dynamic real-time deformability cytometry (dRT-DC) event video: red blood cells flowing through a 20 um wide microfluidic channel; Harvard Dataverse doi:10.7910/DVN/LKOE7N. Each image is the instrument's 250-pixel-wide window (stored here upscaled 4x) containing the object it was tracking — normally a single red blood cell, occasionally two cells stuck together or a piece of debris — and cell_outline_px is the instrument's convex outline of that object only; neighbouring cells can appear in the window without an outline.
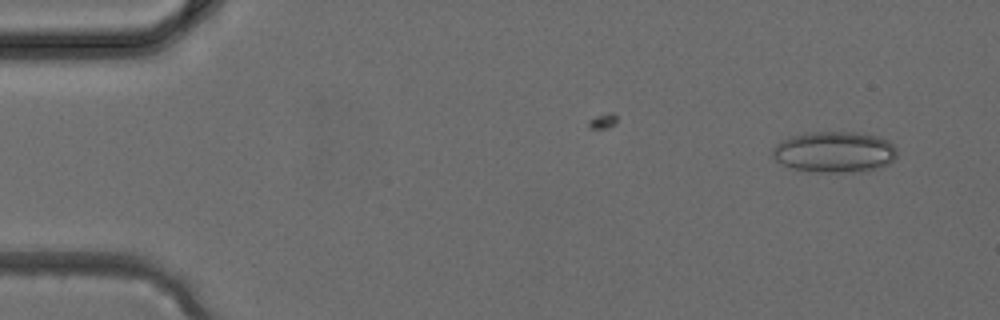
{"species": "common noctule bat (a hibernating species)", "species_latin": "Nyctalus noctula", "temperature_condition": "cold", "stored_images_in_passage": 36, "camera_frame_rate_fps": 3000, "um_per_image_px": 0.085, "animal": {"sex": "female", "body_mass_g": 24.6, "forearm_length_mm": 56.2}, "frame": {"image": 1, "passage_image": 2, "time_ms": 0.333, "image_size_px": [1000, 320], "cell_outline_px": [[896, 156], [888, 164], [880, 168], [860, 172], [820, 172], [792, 168], [776, 160], [772, 156], [772, 148], [780, 140], [788, 136], [804, 132], [856, 132], [880, 136], [888, 140], [896, 148]], "centroid_in_image_um": [70.92, 12.9], "position_along_channel_um": 14.1, "area_um2": 30.11}}
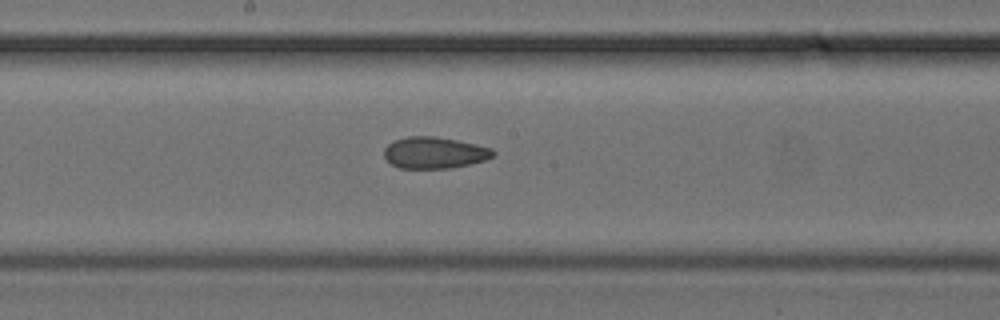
{"frame": {"image": 2, "passage_image": 19, "time_ms": 6.0, "image_size_px": [1000, 320], "cell_outline_px": [[496, 152], [492, 156], [484, 160], [468, 164], [448, 168], [400, 168], [392, 164], [384, 156], [384, 148], [388, 144], [396, 140], [408, 136], [436, 136], [476, 144], [492, 148]], "centroid_in_image_um": [36.92, 12.97], "position_along_channel_um": 211.3, "area_um2": 19.83}}
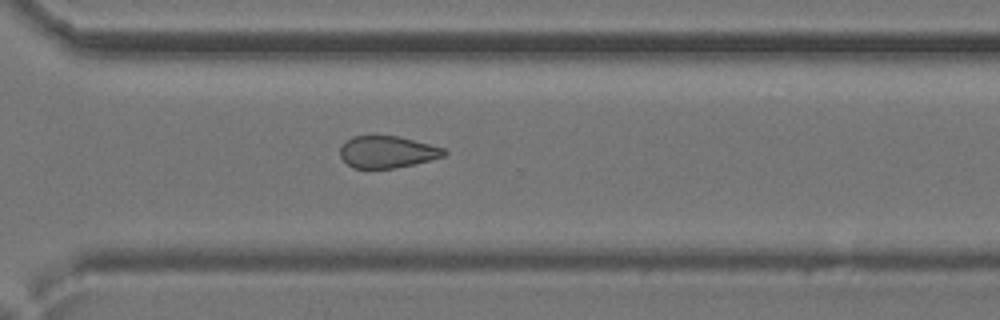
{"frame": {"image": 3, "passage_image": 26, "time_ms": 8.333, "image_size_px": [1000, 320], "cell_outline_px": [[448, 152], [444, 156], [396, 168], [352, 168], [340, 156], [340, 148], [352, 136], [396, 136], [444, 148]], "centroid_in_image_um": [32.9, 12.92], "position_along_channel_um": 337.7, "area_um2": 18.96}}